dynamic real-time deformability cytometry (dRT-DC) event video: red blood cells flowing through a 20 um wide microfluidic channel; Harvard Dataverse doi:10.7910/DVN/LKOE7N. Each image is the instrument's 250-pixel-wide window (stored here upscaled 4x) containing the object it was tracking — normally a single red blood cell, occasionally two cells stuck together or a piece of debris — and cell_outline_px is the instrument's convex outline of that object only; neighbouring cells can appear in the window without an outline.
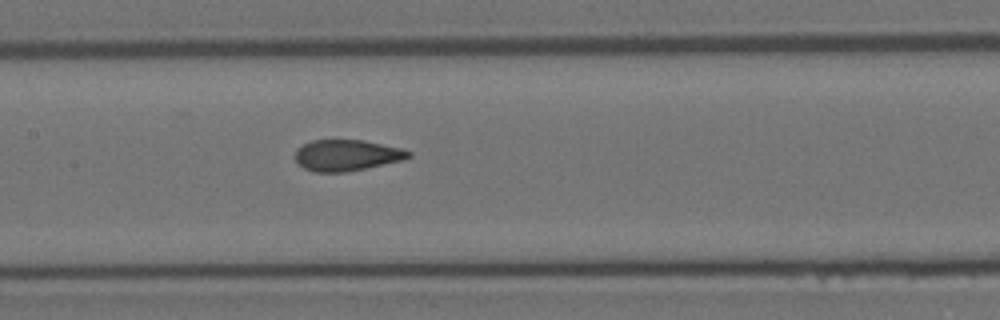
{"species": "Egyptian fruit bat (a non-hibernating species)", "species_latin": "Rousettus aegyptiacus", "temperature_condition": "room temperature", "stored_images_in_passage": 7, "camera_frame_rate_fps": 3000, "um_per_image_px": 0.085, "animal": {"sex": "female"}, "frame": {"image": 1, "passage_image": 7, "time_ms": 2.0, "image_size_px": [1000, 320], "cell_outline_px": [[412, 156], [404, 160], [348, 172], [316, 172], [304, 168], [296, 160], [296, 148], [312, 140], [364, 140], [400, 148], [412, 152]], "centroid_in_image_um": [29.5, 13.2], "position_along_channel_um": 177.9, "area_um2": 20.58}}